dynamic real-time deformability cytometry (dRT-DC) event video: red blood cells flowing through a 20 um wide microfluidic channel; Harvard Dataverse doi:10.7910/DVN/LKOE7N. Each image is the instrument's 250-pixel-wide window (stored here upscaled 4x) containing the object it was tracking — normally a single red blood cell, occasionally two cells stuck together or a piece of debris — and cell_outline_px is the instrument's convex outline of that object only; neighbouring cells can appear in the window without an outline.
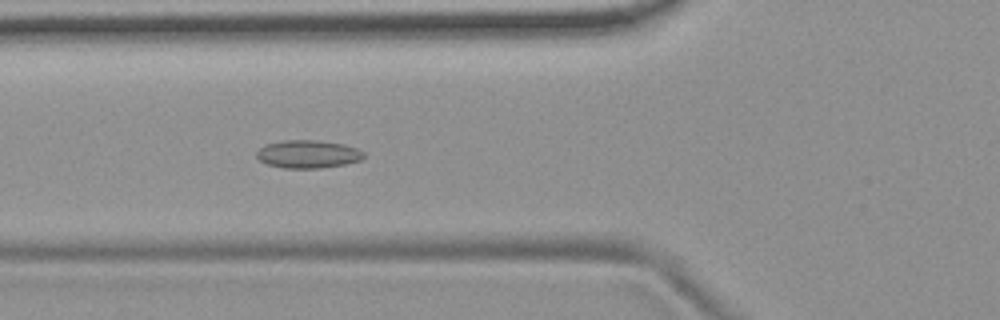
{"species": "common noctule bat (a hibernating species)", "species_latin": "Nyctalus noctula", "temperature_condition": "room temperature", "stored_images_in_passage": 54, "camera_frame_rate_fps": 3000, "um_per_image_px": 0.085, "animal": {"sex": "female", "body_mass_g": 19.9}, "frame": {"image": 1, "passage_image": 20, "time_ms": 6.333, "image_size_px": [1000, 320], "cell_outline_px": [[364, 156], [360, 160], [344, 164], [320, 168], [284, 168], [268, 164], [260, 160], [256, 156], [256, 152], [264, 144], [284, 140], [312, 140], [344, 144], [356, 148], [364, 152]], "centroid_in_image_um": [26.15, 13.09], "position_along_channel_um": 99.6, "area_um2": 17.34}}
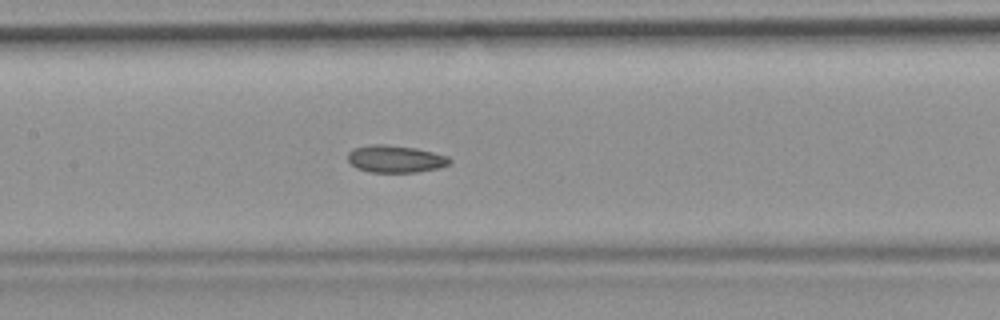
{"frame": {"image": 2, "passage_image": 26, "time_ms": 8.333, "image_size_px": [1000, 320], "cell_outline_px": [[452, 160], [448, 164], [440, 168], [416, 172], [368, 172], [356, 168], [348, 160], [348, 152], [352, 148], [372, 144], [384, 144], [416, 148], [448, 156]], "centroid_in_image_um": [33.59, 13.51], "position_along_channel_um": 173.8, "area_um2": 16.24}}
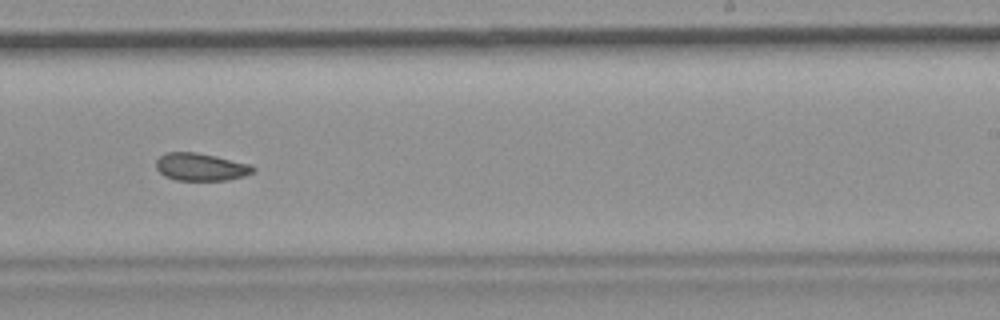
{"frame": {"image": 3, "passage_image": 34, "time_ms": 11.0, "image_size_px": [1000, 320], "cell_outline_px": [[256, 168], [252, 172], [244, 176], [228, 180], [176, 180], [164, 176], [156, 168], [156, 160], [164, 152], [196, 152], [216, 156], [248, 164]], "centroid_in_image_um": [17.03, 14.19], "position_along_channel_um": 272.0, "area_um2": 15.55}, "authors_computed_cell_mechanics": {"area_um2": 16.7042, "velocity_mm_per_s": 3.7001, "shape_relaxation_time_tau1_ms": null, "shape_relaxation_time_tau2_ms": 4.1741, "deformation_change_tau1": null, "deformation_change_tau2": 0.0833}}